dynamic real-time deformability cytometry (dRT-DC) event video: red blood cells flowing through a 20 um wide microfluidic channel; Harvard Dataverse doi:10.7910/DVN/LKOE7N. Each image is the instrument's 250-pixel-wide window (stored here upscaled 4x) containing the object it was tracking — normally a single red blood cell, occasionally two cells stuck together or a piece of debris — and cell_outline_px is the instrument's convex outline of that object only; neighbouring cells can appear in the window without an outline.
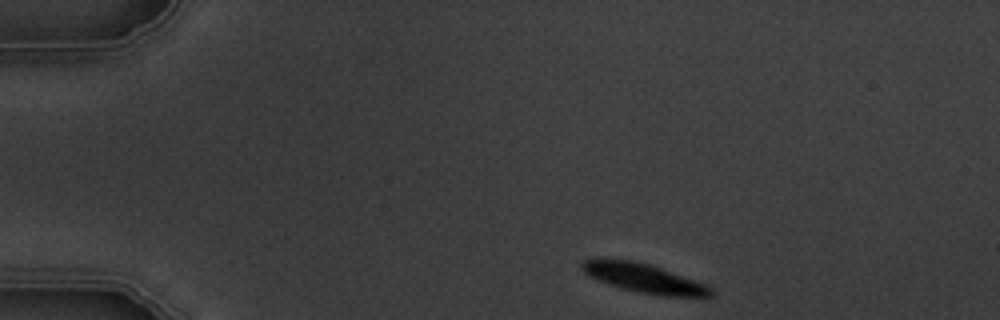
{"species": "common noctule bat (a hibernating species)", "species_latin": "Nyctalus noctula", "temperature_condition": "warm", "stored_images_in_passage": 3, "camera_frame_rate_fps": 3000, "um_per_image_px": 0.085, "animal": {"sex": "male", "body_mass_g": 19.5, "forearm_length_mm": 54.6}, "frame": {"image": 1, "passage_image": 1, "time_ms": 0.0, "image_size_px": [1000, 320], "cell_outline_px": [[716, 292], [712, 296], [660, 296], [636, 292], [620, 288], [608, 284], [588, 276], [580, 268], [580, 264], [584, 260], [596, 256], [636, 260], [708, 284]], "centroid_in_image_um": [54.67, 23.61], "position_along_channel_um": 30.3, "area_um2": 22.54}}